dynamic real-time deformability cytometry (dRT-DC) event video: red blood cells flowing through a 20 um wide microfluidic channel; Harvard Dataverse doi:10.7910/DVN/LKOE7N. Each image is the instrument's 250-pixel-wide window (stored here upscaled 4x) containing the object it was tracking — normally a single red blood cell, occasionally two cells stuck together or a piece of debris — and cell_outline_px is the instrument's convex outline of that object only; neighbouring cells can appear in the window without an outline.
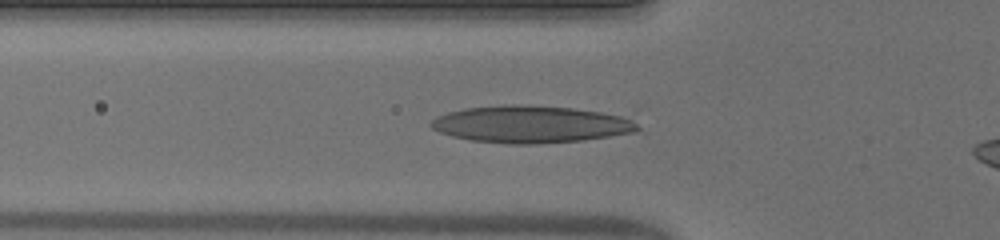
{"species": "human", "species_latin": "Homo sapiens", "temperature_condition": "warm", "stored_images_in_passage": 33, "camera_frame_rate_fps": 3000, "um_per_image_px": 0.085, "donor": {"sex": "male"}, "frame": {"image": 1, "passage_image": 8, "time_ms": 2.333, "image_size_px": [1000, 240], "cell_outline_px": [[640, 128], [636, 132], [580, 140], [532, 144], [508, 144], [472, 140], [452, 136], [440, 132], [432, 128], [428, 124], [436, 116], [448, 112], [464, 108], [504, 104], [516, 104], [572, 108], [632, 116]], "centroid_in_image_um": [45.14, 10.55], "position_along_channel_um": 80.7, "area_um2": 44.97}}
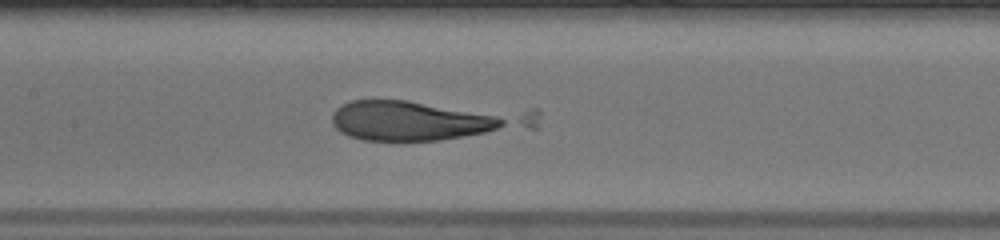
{"frame": {"image": 2, "passage_image": 15, "time_ms": 4.667, "image_size_px": [1000, 240], "cell_outline_px": [[540, 112], [536, 128], [440, 140], [364, 140], [348, 136], [340, 132], [332, 124], [332, 112], [340, 104], [352, 100], [408, 100], [536, 108]], "centroid_in_image_um": [36.37, 10.18], "position_along_channel_um": 171.0, "area_um2": 49.48}}
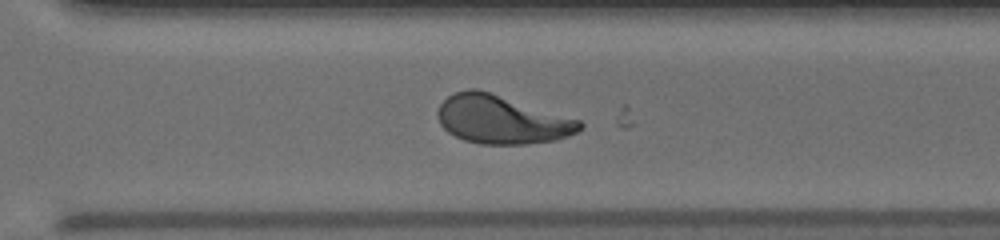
{"frame": {"image": 3, "passage_image": 27, "time_ms": 8.667, "image_size_px": [1000, 240], "cell_outline_px": [[584, 124], [576, 132], [568, 136], [556, 140], [524, 144], [480, 144], [464, 140], [448, 132], [440, 124], [436, 116], [436, 112], [440, 104], [448, 96], [456, 92], [468, 88], [476, 88], [580, 120]], "centroid_in_image_um": [42.6, 10.17], "position_along_channel_um": 328.0, "area_um2": 39.82}}